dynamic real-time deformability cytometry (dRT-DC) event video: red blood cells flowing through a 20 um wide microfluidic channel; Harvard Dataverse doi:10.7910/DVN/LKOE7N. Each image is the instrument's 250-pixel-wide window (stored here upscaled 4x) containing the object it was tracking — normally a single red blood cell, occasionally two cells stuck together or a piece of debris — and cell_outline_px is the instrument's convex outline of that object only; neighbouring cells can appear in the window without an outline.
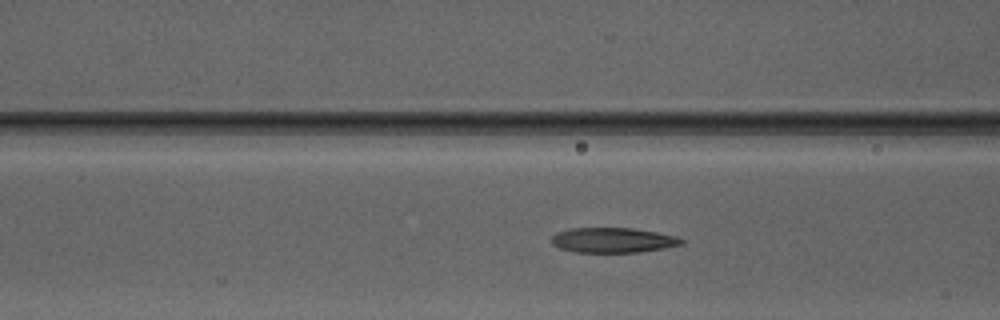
{"species": "Egyptian fruit bat (a non-hibernating species)", "species_latin": "Rousettus aegyptiacus", "temperature_condition": "warm", "stored_images_in_passage": 45, "camera_frame_rate_fps": 3000, "um_per_image_px": 0.085, "animal": {"sex": "male"}, "frame": {"image": 1, "passage_image": 19, "time_ms": 6.0, "image_size_px": [1000, 320], "cell_outline_px": [[684, 244], [664, 248], [640, 252], [576, 252], [560, 248], [552, 244], [552, 236], [556, 232], [572, 228], [632, 228], [656, 232], [676, 236], [684, 240]], "centroid_in_image_um": [52.11, 20.41], "position_along_channel_um": 114.5, "area_um2": 18.9}}
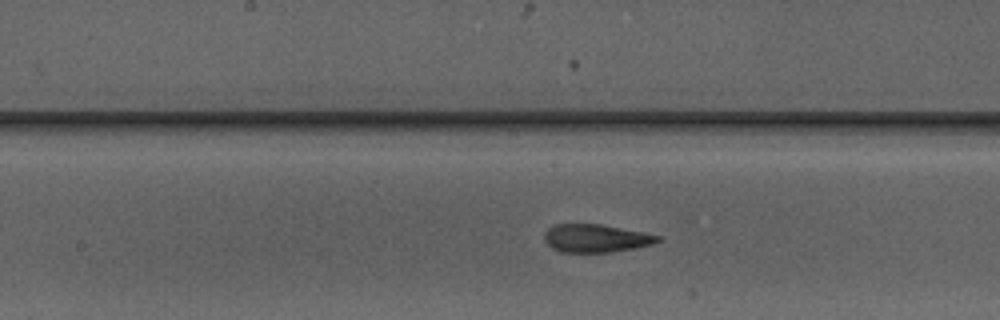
{"frame": {"image": 2, "passage_image": 25, "time_ms": 8.0, "image_size_px": [1000, 320], "cell_outline_px": [[664, 240], [652, 244], [636, 248], [612, 252], [560, 252], [552, 248], [544, 240], [544, 232], [548, 228], [556, 224], [600, 224], [664, 236]], "centroid_in_image_um": [50.69, 20.25], "position_along_channel_um": 197.5, "area_um2": 18.73}}
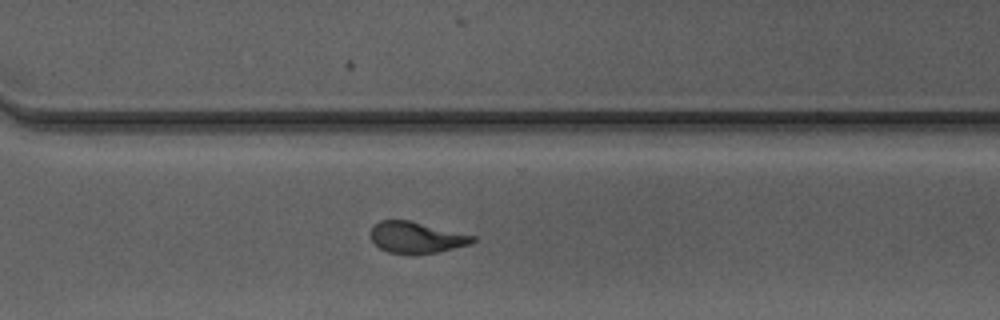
{"frame": {"image": 3, "passage_image": 35, "time_ms": 11.333, "image_size_px": [1000, 320], "cell_outline_px": [[476, 240], [472, 244], [436, 252], [412, 256], [388, 252], [380, 248], [372, 240], [368, 232], [372, 224], [380, 220], [408, 220], [476, 236]], "centroid_in_image_um": [35.35, 20.2], "position_along_channel_um": 335.3, "area_um2": 19.02}, "authors_computed_cell_mechanics": {"area_um2": 18.9006, "velocity_mm_per_s": 4.1412, "shape_relaxation_time_tau1_ms": 4.3596, "shape_relaxation_time_tau2_ms": 0.8552, "deformation_change_tau1": 0.1926, "deformation_change_tau2": 0.0891}}